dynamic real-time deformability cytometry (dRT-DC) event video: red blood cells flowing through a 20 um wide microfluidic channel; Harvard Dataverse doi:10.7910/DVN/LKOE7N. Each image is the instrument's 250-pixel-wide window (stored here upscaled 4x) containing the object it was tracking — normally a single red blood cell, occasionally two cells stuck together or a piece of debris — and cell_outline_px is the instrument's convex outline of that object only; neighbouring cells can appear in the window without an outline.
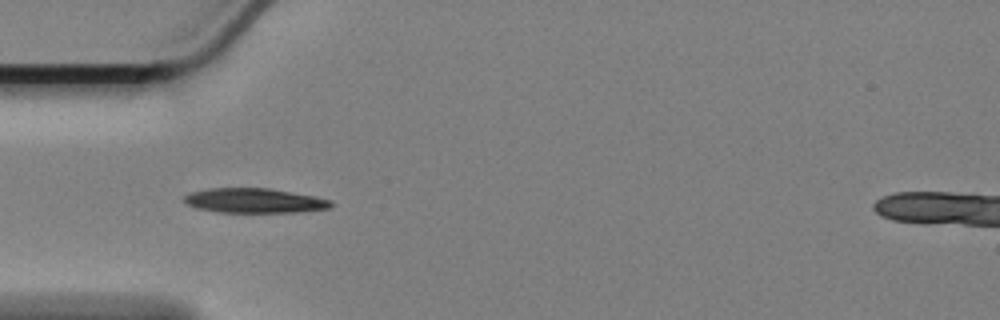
{"species": "Egyptian fruit bat (a non-hibernating species)", "species_latin": "Rousettus aegyptiacus", "temperature_condition": "cold", "stored_images_in_passage": 9, "camera_frame_rate_fps": 3000, "um_per_image_px": 0.085, "animal": {"sex": "female"}, "frame": {"image": 1, "passage_image": 1, "time_ms": 0.0, "image_size_px": [1000, 320], "cell_outline_px": [[332, 208], [300, 212], [220, 212], [196, 208], [188, 204], [184, 200], [184, 196], [192, 192], [208, 188], [268, 188], [316, 196], [332, 200]], "centroid_in_image_um": [21.67, 17.05], "position_along_channel_um": 63.3, "area_um2": 21.1}}
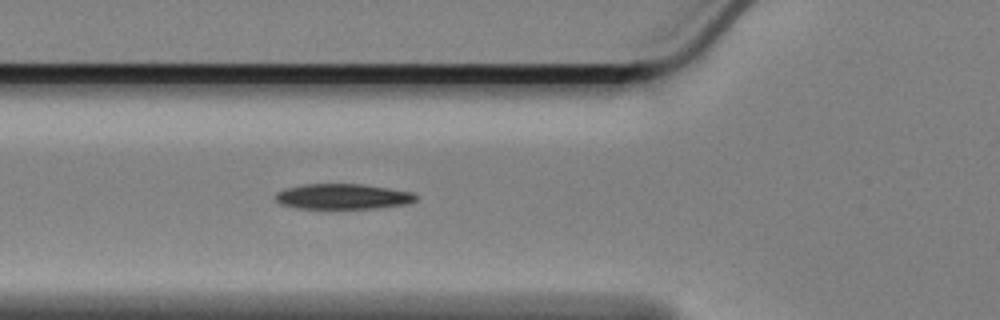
{"frame": {"image": 2, "passage_image": 4, "time_ms": 1.0, "image_size_px": [1000, 320], "cell_outline_px": [[420, 196], [416, 200], [408, 204], [376, 208], [296, 208], [280, 204], [276, 200], [276, 192], [284, 188], [304, 184], [360, 184], [388, 188], [412, 192]], "centroid_in_image_um": [29.15, 16.7], "position_along_channel_um": 96.7, "area_um2": 20.81}}
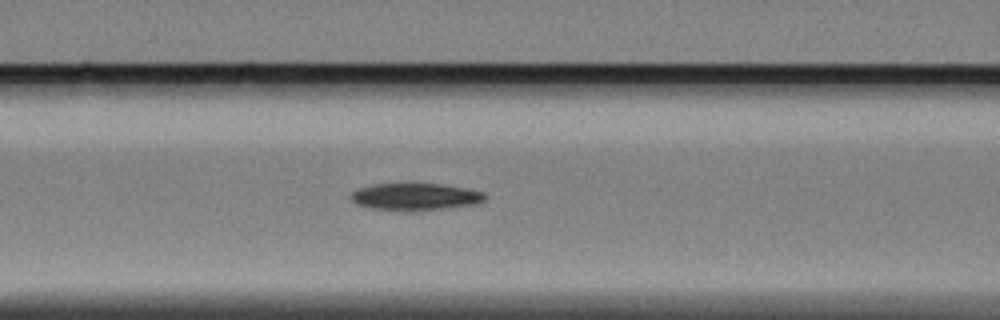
{"frame": {"image": 3, "passage_image": 7, "time_ms": 2.0, "image_size_px": [1000, 320], "cell_outline_px": [[488, 196], [484, 200], [476, 204], [412, 212], [368, 208], [356, 204], [352, 200], [352, 192], [360, 188], [372, 184], [440, 184], [464, 188], [484, 192]], "centroid_in_image_um": [35.3, 16.74], "position_along_channel_um": 131.3, "area_um2": 21.21}}